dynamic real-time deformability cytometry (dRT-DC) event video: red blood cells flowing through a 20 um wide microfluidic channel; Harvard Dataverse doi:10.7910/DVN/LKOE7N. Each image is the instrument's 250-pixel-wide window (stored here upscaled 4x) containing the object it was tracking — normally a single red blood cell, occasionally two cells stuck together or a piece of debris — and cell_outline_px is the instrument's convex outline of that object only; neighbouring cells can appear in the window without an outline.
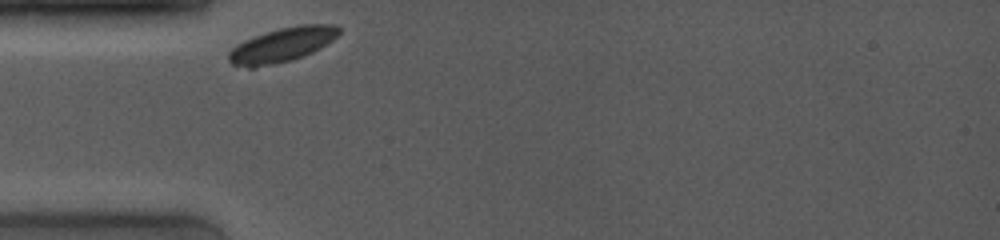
{"species": "common noctule bat (a hibernating species)", "species_latin": "Nyctalus noctula", "temperature_condition": "room temperature", "stored_images_in_passage": 39, "camera_frame_rate_fps": 4000, "um_per_image_px": 0.085, "animal": {"sex": "female", "body_mass_g": 19.0, "forearm_length_mm": 53.3}, "frame": {"image": 1, "passage_image": 1, "time_ms": 0.0, "image_size_px": [1000, 240], "cell_outline_px": [[340, 32], [332, 40], [320, 48], [312, 52], [288, 60], [272, 64], [252, 68], [248, 68], [232, 64], [228, 60], [228, 52], [232, 48], [244, 40], [280, 28], [300, 24], [336, 24], [340, 28]], "centroid_in_image_um": [23.97, 3.8], "position_along_channel_um": 61.0, "area_um2": 21.73}}
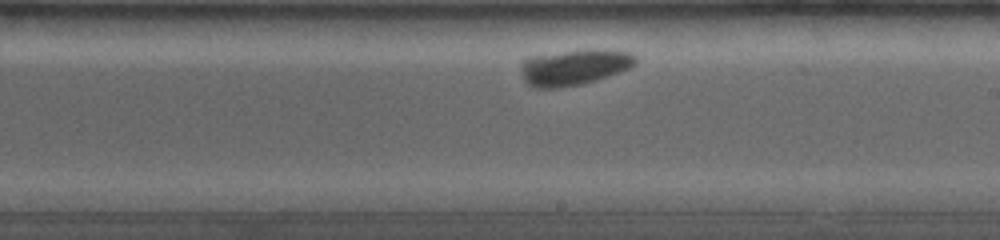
{"frame": {"image": 2, "passage_image": 21, "time_ms": 5.0, "image_size_px": [1000, 240], "cell_outline_px": [[636, 64], [628, 68], [608, 76], [596, 80], [580, 84], [556, 88], [532, 88], [524, 80], [520, 68], [520, 60], [528, 56], [592, 48], [632, 52], [636, 56]], "centroid_in_image_um": [48.76, 5.69], "position_along_channel_um": 240.2, "area_um2": 24.22}}
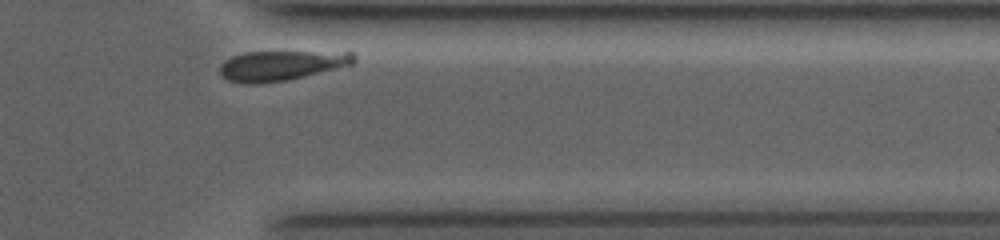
{"frame": {"image": 3, "passage_image": 37, "time_ms": 9.0, "image_size_px": [1000, 240], "cell_outline_px": [[356, 60], [352, 64], [288, 80], [260, 84], [248, 84], [228, 80], [220, 76], [220, 64], [224, 60], [232, 56], [248, 52], [352, 52], [356, 56]], "centroid_in_image_um": [23.86, 5.57], "position_along_channel_um": 387.5, "area_um2": 23.29}}